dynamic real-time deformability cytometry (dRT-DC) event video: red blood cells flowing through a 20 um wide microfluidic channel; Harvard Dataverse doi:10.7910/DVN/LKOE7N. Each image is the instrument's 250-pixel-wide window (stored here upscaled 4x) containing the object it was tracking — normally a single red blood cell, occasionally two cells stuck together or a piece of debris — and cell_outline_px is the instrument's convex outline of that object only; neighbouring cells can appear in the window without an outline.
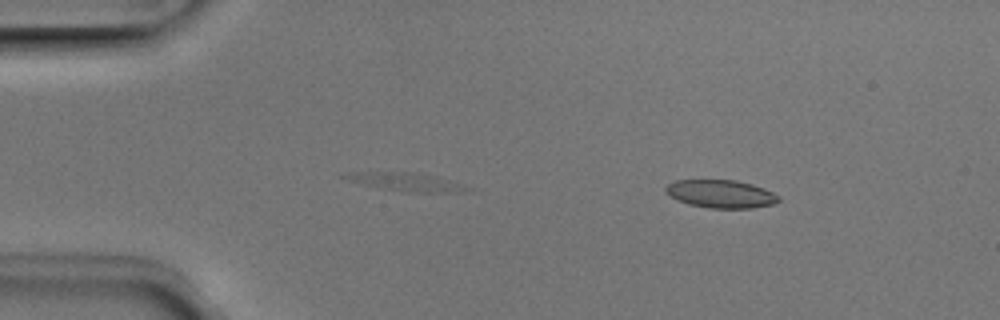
{"species": "Egyptian fruit bat (a non-hibernating species)", "species_latin": "Rousettus aegyptiacus", "temperature_condition": "room temperature", "stored_images_in_passage": 40, "camera_frame_rate_fps": 3000, "um_per_image_px": 0.085, "animal": {"sex": "male"}, "frame": {"image": 1, "passage_image": 2, "time_ms": 0.333, "image_size_px": [1000, 320], "cell_outline_px": [[780, 200], [772, 204], [752, 208], [708, 208], [688, 204], [676, 200], [664, 192], [664, 188], [668, 184], [676, 180], [736, 180], [752, 184], [764, 188], [780, 196]], "centroid_in_image_um": [61.25, 16.48], "position_along_channel_um": 23.8, "area_um2": 18.55}}
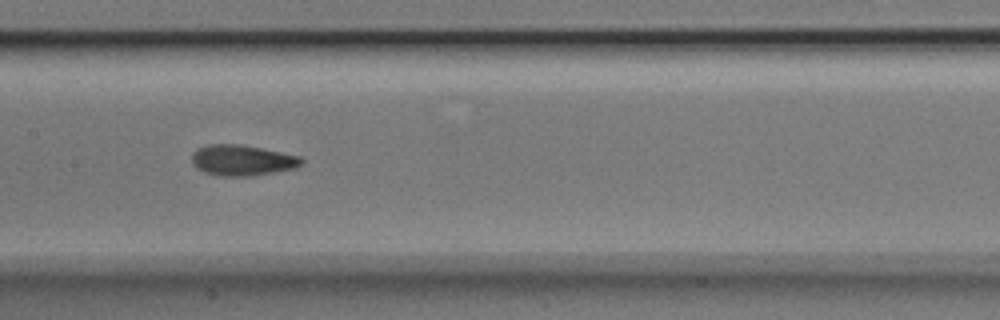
{"frame": {"image": 2, "passage_image": 20, "time_ms": 6.333, "image_size_px": [1000, 320], "cell_outline_px": [[304, 164], [296, 168], [252, 176], [216, 176], [204, 172], [196, 168], [192, 164], [192, 152], [196, 148], [208, 144], [240, 144], [300, 156], [304, 160]], "centroid_in_image_um": [20.56, 13.63], "position_along_channel_um": 186.8, "area_um2": 19.88}}
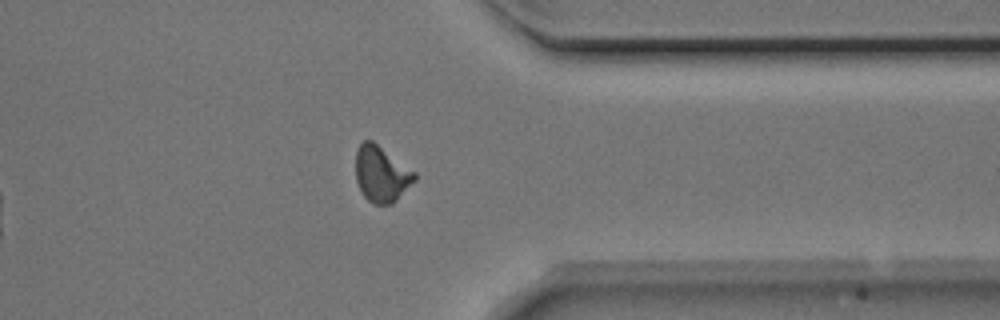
{"frame": {"image": 3, "passage_image": 35, "time_ms": 11.333, "image_size_px": [1000, 320], "cell_outline_px": [[416, 180], [392, 204], [372, 204], [364, 196], [356, 180], [356, 152], [360, 144], [364, 140], [372, 140], [416, 172]], "centroid_in_image_um": [32.42, 14.79], "position_along_channel_um": 379.0, "area_um2": 19.13}, "authors_computed_cell_mechanics": {"area_um2": 18.9873, "velocity_mm_per_s": 3.9666, "shape_relaxation_time_tau1_ms": 4.927, "shape_relaxation_time_tau2_ms": 1.7227, "deformation_change_tau1": 0.1318, "deformation_change_tau2": 0.0852}}